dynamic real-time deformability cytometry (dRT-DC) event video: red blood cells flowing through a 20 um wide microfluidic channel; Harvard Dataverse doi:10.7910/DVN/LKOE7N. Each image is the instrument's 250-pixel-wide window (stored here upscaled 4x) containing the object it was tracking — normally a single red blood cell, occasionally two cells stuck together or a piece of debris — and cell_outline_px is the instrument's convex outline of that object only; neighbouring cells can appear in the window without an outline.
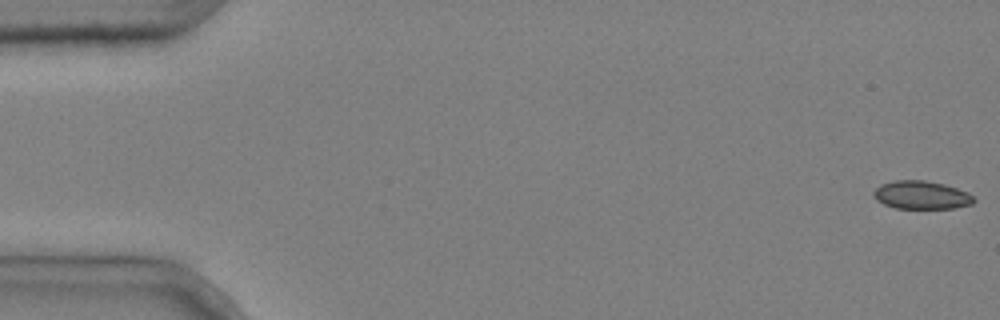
{"species": "common noctule bat (a hibernating species)", "species_latin": "Nyctalus noctula", "temperature_condition": "cold", "stored_images_in_passage": 6, "camera_frame_rate_fps": 3000, "um_per_image_px": 0.085, "animal": {"sex": "male", "body_mass_g": 20.4}, "frame": {"image": 1, "passage_image": 1, "time_ms": 0.0, "image_size_px": [1000, 320], "cell_outline_px": [[976, 200], [972, 204], [952, 208], [896, 208], [884, 204], [876, 200], [872, 196], [872, 192], [880, 184], [896, 180], [924, 180], [944, 184], [968, 192]], "centroid_in_image_um": [78.29, 16.57], "position_along_channel_um": 6.7, "area_um2": 16.47}}
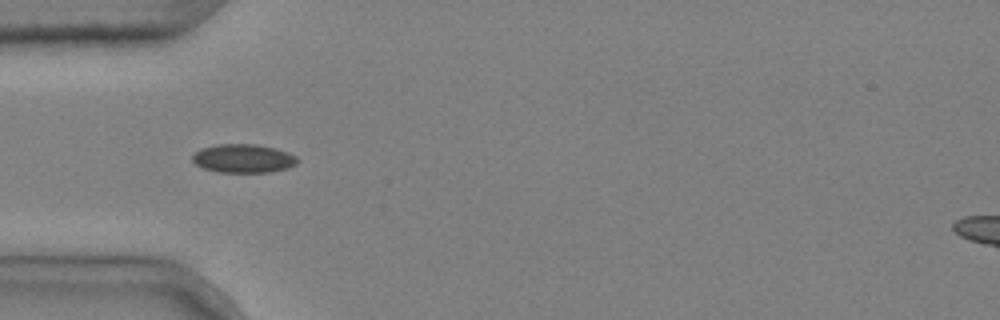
{"frame": {"image": 2, "passage_image": 5, "time_ms": 1.333, "image_size_px": [1000, 320], "cell_outline_px": [[300, 160], [296, 164], [288, 168], [272, 172], [220, 172], [204, 168], [196, 164], [192, 160], [192, 156], [200, 148], [216, 144], [256, 144], [276, 148], [288, 152], [296, 156]], "centroid_in_image_um": [20.71, 13.46], "position_along_channel_um": 64.3, "area_um2": 17.63}}